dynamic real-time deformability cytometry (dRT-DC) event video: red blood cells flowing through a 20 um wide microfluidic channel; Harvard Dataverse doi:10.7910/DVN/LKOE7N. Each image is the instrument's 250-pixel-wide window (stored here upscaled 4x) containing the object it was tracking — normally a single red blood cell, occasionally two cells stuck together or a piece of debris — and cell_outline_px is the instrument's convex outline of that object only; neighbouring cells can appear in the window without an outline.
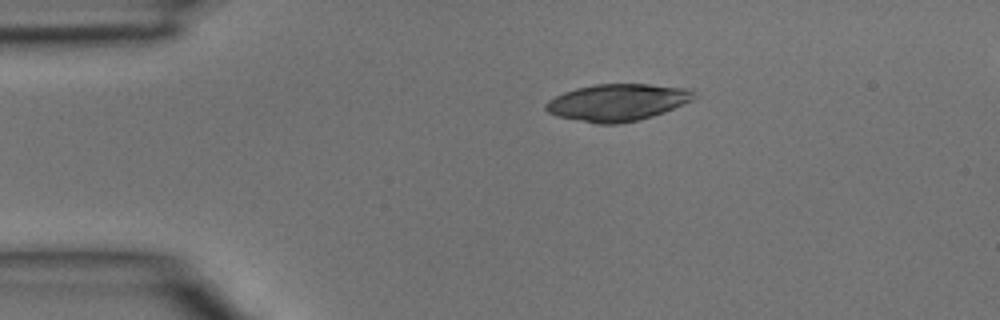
{"species": "common noctule bat (a hibernating species)", "species_latin": "Nyctalus noctula", "temperature_condition": "room temperature", "stored_images_in_passage": 6, "camera_frame_rate_fps": 3000, "um_per_image_px": 0.085, "animal": {"sex": "male", "body_mass_g": 15.6}, "frame": {"image": 1, "passage_image": 6, "time_ms": 1.667, "image_size_px": [1000, 320], "cell_outline_px": [[696, 96], [692, 100], [684, 104], [664, 112], [652, 116], [636, 120], [616, 124], [596, 124], [556, 116], [548, 112], [544, 108], [544, 104], [548, 100], [564, 92], [576, 88], [596, 84], [648, 84], [692, 88], [696, 92]], "centroid_in_image_um": [52.49, 8.7], "position_along_channel_um": 32.5, "area_um2": 32.08}}